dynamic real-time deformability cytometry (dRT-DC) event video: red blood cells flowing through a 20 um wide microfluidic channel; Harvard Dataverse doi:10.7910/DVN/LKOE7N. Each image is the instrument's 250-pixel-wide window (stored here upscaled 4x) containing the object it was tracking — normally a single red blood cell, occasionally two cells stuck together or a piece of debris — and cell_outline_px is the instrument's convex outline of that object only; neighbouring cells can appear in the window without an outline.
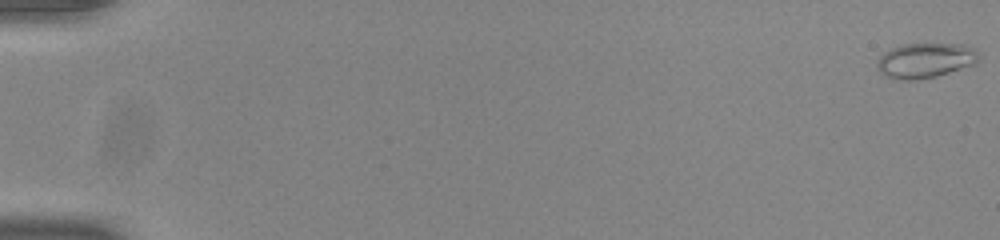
{"species": "common noctule bat (a hibernating species)", "species_latin": "Nyctalus noctula", "temperature_condition": "room temperature", "stored_images_in_passage": 55, "camera_frame_rate_fps": 3000, "um_per_image_px": 0.085, "animal": {"sex": "male", "body_mass_g": 20.0, "forearm_length_mm": 53.3}, "frame": {"image": 1, "passage_image": 1, "time_ms": 0.0, "image_size_px": [1000, 240], "cell_outline_px": [[980, 60], [976, 64], [936, 76], [916, 80], [892, 80], [880, 72], [876, 64], [876, 60], [884, 52], [892, 48], [904, 44], [968, 44], [980, 56]], "centroid_in_image_um": [78.64, 5.14], "position_along_channel_um": 6.4, "area_um2": 20.92}}
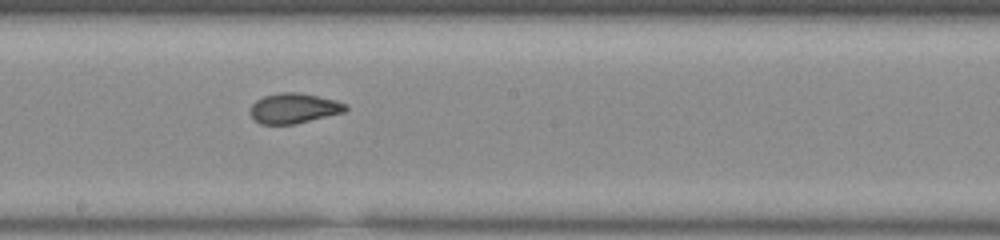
{"frame": {"image": 2, "passage_image": 32, "time_ms": 10.333, "image_size_px": [1000, 240], "cell_outline_px": [[348, 108], [344, 112], [296, 124], [260, 124], [252, 120], [252, 104], [256, 100], [264, 96], [280, 92], [300, 92], [336, 100], [348, 104]], "centroid_in_image_um": [25.0, 9.2], "position_along_channel_um": 223.2, "area_um2": 16.82}}
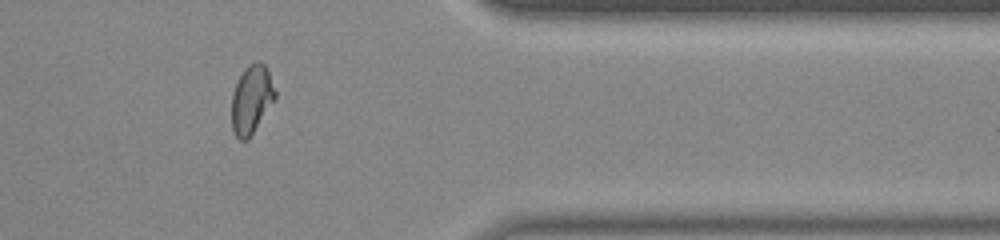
{"frame": {"image": 3, "passage_image": 46, "time_ms": 15.0, "image_size_px": [1000, 240], "cell_outline_px": [[276, 96], [248, 140], [240, 140], [236, 136], [232, 128], [232, 96], [236, 84], [244, 68], [248, 64], [256, 60], [260, 60], [264, 64], [268, 72], [276, 92]], "centroid_in_image_um": [21.37, 8.42], "position_along_channel_um": 390.0, "area_um2": 17.05}, "authors_computed_cell_mechanics": {"area_um2": 17.629, "velocity_mm_per_s": 3.88, "shape_relaxation_time_tau1_ms": null, "shape_relaxation_time_tau2_ms": 0.8573, "deformation_change_tau1": null, "deformation_change_tau2": 0.0636}}